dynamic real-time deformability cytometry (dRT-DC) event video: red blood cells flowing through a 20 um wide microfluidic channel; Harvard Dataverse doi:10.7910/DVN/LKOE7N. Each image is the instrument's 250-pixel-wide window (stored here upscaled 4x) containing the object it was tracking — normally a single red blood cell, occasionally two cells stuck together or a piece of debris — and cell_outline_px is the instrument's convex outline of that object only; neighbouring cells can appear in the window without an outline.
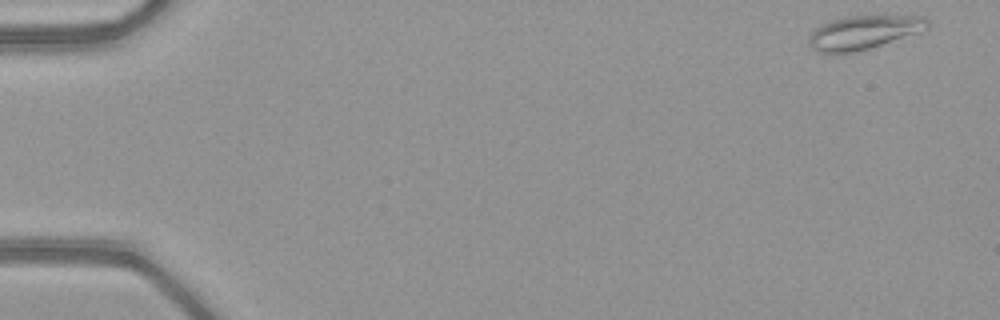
{"species": "common noctule bat (a hibernating species)", "species_latin": "Nyctalus noctula", "temperature_condition": "warm", "stored_images_in_passage": 51, "camera_frame_rate_fps": 3000, "um_per_image_px": 0.085, "animal": {"sex": "female", "body_mass_g": 21.9}, "frame": {"image": 1, "passage_image": 2, "time_ms": 0.333, "image_size_px": [1000, 320], "cell_outline_px": [[928, 28], [920, 32], [860, 52], [832, 56], [816, 52], [812, 48], [808, 40], [808, 36], [816, 28], [832, 20], [844, 16], [884, 12], [924, 16], [928, 20]], "centroid_in_image_um": [73.44, 2.73], "position_along_channel_um": 11.6, "area_um2": 25.03}}
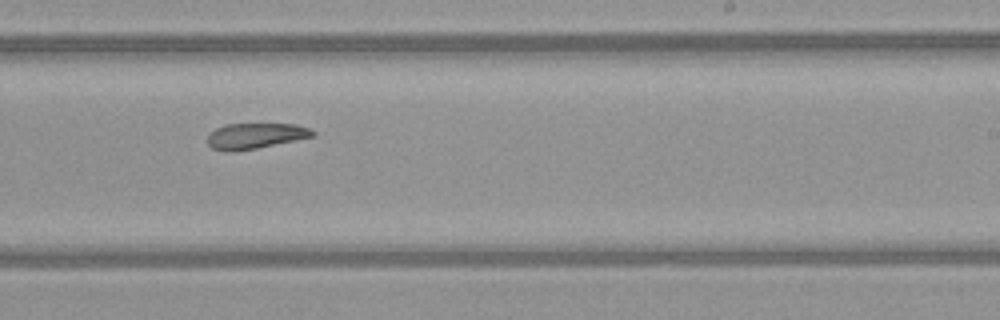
{"frame": {"image": 2, "passage_image": 32, "time_ms": 10.333, "image_size_px": [1000, 320], "cell_outline_px": [[316, 136], [256, 148], [232, 152], [224, 152], [212, 148], [208, 144], [208, 132], [224, 124], [296, 124], [308, 128], [316, 132]], "centroid_in_image_um": [21.68, 11.55], "position_along_channel_um": 267.3, "area_um2": 15.84}}
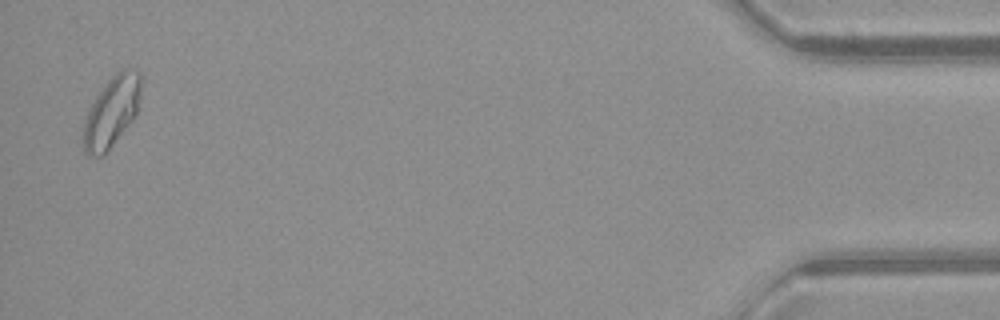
{"frame": {"image": 3, "passage_image": 50, "time_ms": 16.333, "image_size_px": [1000, 320], "cell_outline_px": [[140, 100], [136, 116], [112, 144], [100, 156], [88, 156], [84, 152], [84, 120], [96, 96], [108, 80], [116, 72], [124, 68], [128, 68], [140, 72]], "centroid_in_image_um": [9.51, 9.47], "position_along_channel_um": 425.7, "area_um2": 23.18}, "authors_computed_cell_mechanics": {"area_um2": 19.7676, "velocity_mm_per_s": 4.0676, "shape_relaxation_time_tau1_ms": null, "shape_relaxation_time_tau2_ms": 7.6564, "deformation_change_tau1": null, "deformation_change_tau2": 0.118}}